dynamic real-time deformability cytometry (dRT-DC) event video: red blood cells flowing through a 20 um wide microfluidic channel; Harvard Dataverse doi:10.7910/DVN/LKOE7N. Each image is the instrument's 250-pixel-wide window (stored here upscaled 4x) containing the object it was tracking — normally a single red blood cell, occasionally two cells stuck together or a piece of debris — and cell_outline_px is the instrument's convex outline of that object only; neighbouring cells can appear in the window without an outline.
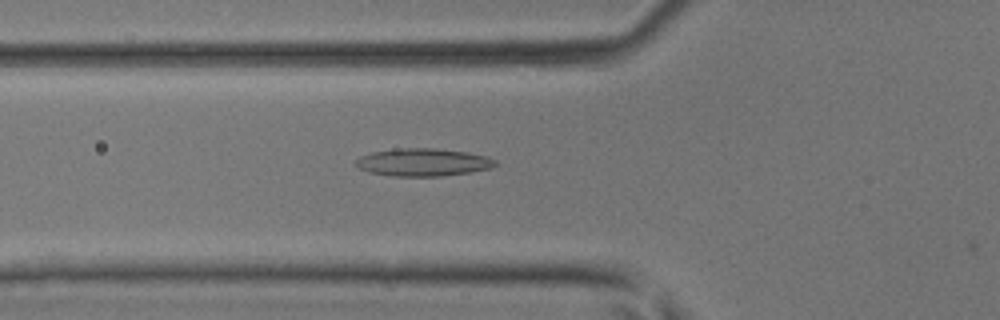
{"species": "common noctule bat (a hibernating species)", "species_latin": "Nyctalus noctula", "temperature_condition": "room temperature", "stored_images_in_passage": 35, "camera_frame_rate_fps": 3000, "um_per_image_px": 0.085, "animal": {"sex": "male", "body_mass_g": 17.9, "forearm_length_mm": 54.2}, "frame": {"image": 1, "passage_image": 6, "time_ms": 1.667, "image_size_px": [1000, 320], "cell_outline_px": [[496, 164], [492, 168], [472, 172], [440, 176], [392, 176], [372, 172], [360, 168], [356, 164], [356, 160], [360, 156], [372, 152], [396, 148], [436, 148], [468, 152], [488, 156], [496, 160]], "centroid_in_image_um": [36.01, 13.78], "position_along_channel_um": 89.8, "area_um2": 22.54}}
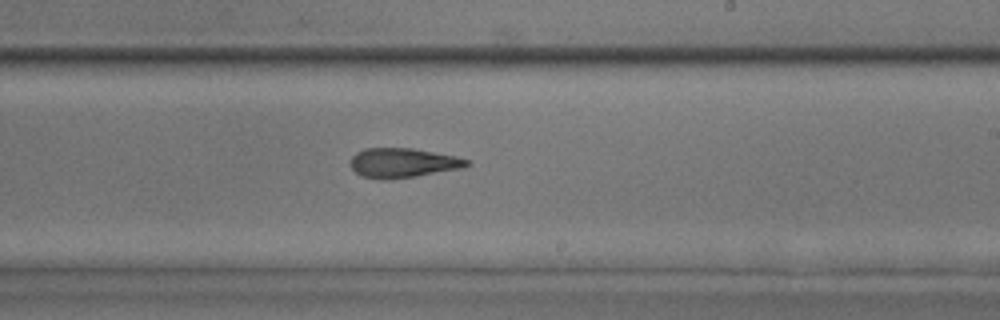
{"frame": {"image": 2, "passage_image": 17, "time_ms": 5.333, "image_size_px": [1000, 320], "cell_outline_px": [[472, 164], [464, 168], [416, 176], [380, 180], [360, 176], [352, 168], [352, 156], [356, 152], [364, 148], [412, 148], [456, 156], [468, 160]], "centroid_in_image_um": [34.26, 13.84], "position_along_channel_um": 254.7, "area_um2": 20.06}}
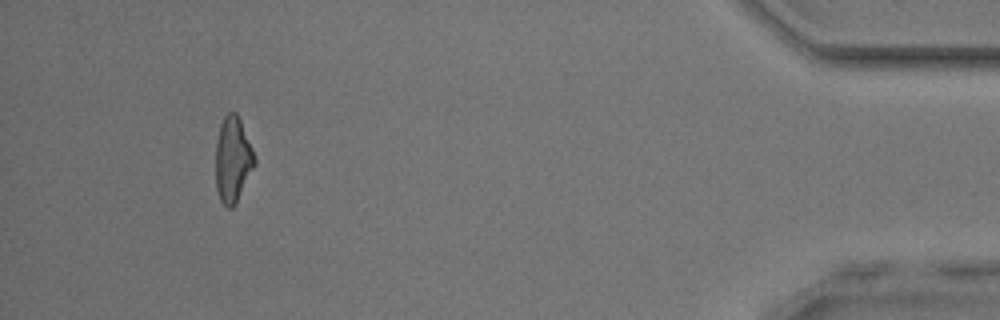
{"frame": {"image": 3, "passage_image": 32, "time_ms": 10.333, "image_size_px": [1000, 320], "cell_outline_px": [[256, 164], [232, 208], [228, 208], [220, 200], [216, 188], [216, 140], [220, 124], [224, 116], [228, 112], [236, 112], [240, 120], [256, 156]], "centroid_in_image_um": [19.78, 13.53], "position_along_channel_um": 415.4, "area_um2": 19.31}}